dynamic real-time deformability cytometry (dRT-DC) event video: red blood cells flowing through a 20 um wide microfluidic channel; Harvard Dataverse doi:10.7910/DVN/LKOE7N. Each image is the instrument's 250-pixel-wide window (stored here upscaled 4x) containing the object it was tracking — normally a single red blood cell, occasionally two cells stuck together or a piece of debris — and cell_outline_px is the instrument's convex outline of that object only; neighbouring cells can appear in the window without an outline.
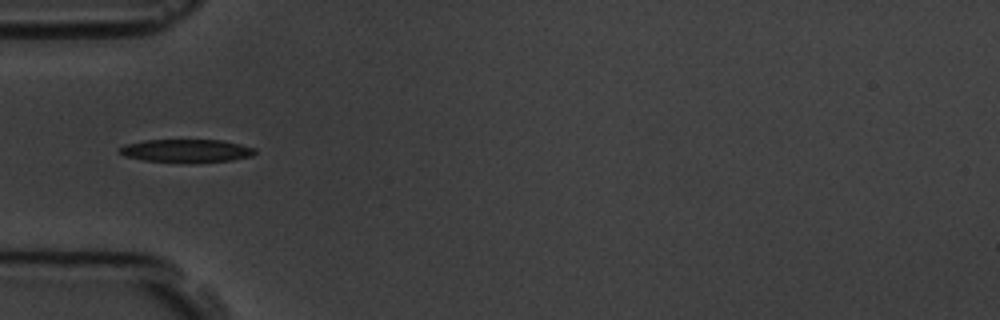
{"species": "common noctule bat (a hibernating species)", "species_latin": "Nyctalus noctula", "temperature_condition": "room temperature", "stored_images_in_passage": 10, "camera_frame_rate_fps": 3000, "um_per_image_px": 0.085, "animal": {"sex": "male", "body_mass_g": 19.5, "forearm_length_mm": 54.6}, "frame": {"image": 1, "passage_image": 5, "time_ms": 5.333, "image_size_px": [1000, 320], "cell_outline_px": [[256, 152], [252, 156], [232, 160], [144, 160], [124, 156], [116, 148], [124, 144], [144, 140], [220, 140], [240, 144], [256, 148]], "centroid_in_image_um": [15.81, 12.77], "position_along_channel_um": 69.2, "area_um2": 17.4}}
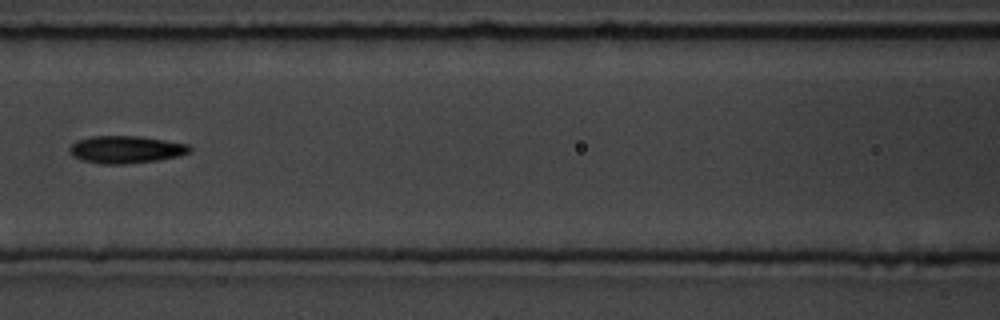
{"frame": {"image": 2, "passage_image": 7, "time_ms": 7.667, "image_size_px": [1000, 320], "cell_outline_px": [[192, 152], [180, 156], [156, 160], [124, 164], [104, 164], [84, 160], [76, 156], [68, 148], [76, 140], [92, 136], [140, 136], [188, 144], [192, 148]], "centroid_in_image_um": [10.76, 12.7], "position_along_channel_um": 155.8, "area_um2": 19.02}}
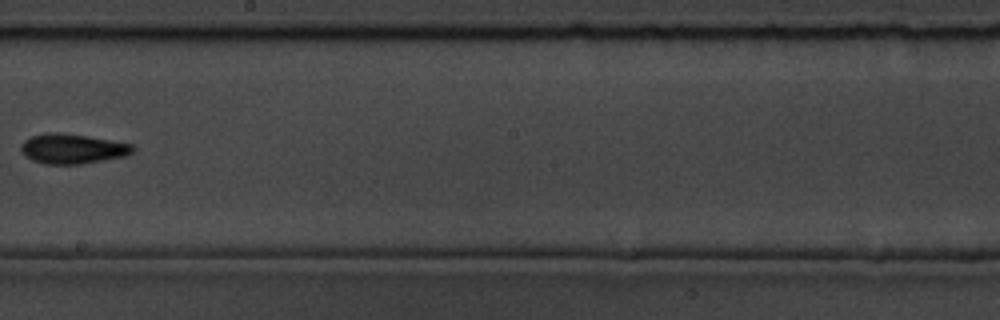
{"frame": {"image": 3, "passage_image": 9, "time_ms": 10.0, "image_size_px": [1000, 320], "cell_outline_px": [[136, 148], [132, 152], [124, 156], [80, 164], [44, 164], [32, 160], [20, 148], [20, 144], [24, 140], [32, 136], [48, 132], [60, 132], [88, 136], [132, 144]], "centroid_in_image_um": [6.15, 12.63], "position_along_channel_um": 242.0, "area_um2": 19.31}}